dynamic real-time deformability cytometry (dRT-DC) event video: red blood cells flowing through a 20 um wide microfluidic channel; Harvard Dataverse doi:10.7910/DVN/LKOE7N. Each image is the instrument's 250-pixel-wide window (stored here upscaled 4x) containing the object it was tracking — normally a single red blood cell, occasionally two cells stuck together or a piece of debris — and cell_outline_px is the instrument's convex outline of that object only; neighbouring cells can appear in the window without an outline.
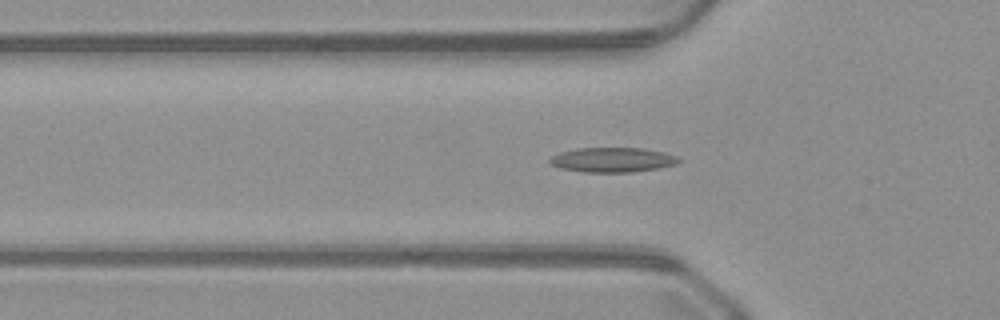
{"species": "common noctule bat (a hibernating species)", "species_latin": "Nyctalus noctula", "temperature_condition": "warm", "stored_images_in_passage": 37, "segment_of_instrument_passage": [1, 2], "camera_frame_rate_fps": 3000, "um_per_image_px": 0.085, "animal": {"sex": "male", "body_mass_g": 23.1, "forearm_length_mm": 52.7}, "frame": {"image": 1, "passage_image": 2, "time_ms": 0.333, "image_size_px": [1000, 320], "cell_outline_px": [[680, 160], [676, 164], [660, 168], [632, 172], [584, 172], [560, 168], [552, 164], [548, 160], [552, 156], [560, 152], [576, 148], [644, 148], [664, 152], [676, 156]], "centroid_in_image_um": [52.07, 13.58], "position_along_channel_um": 73.7, "area_um2": 18.55}}
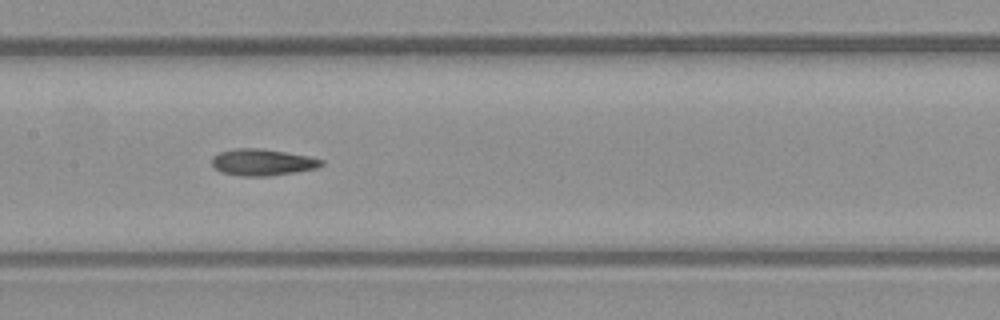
{"frame": {"image": 2, "passage_image": 10, "time_ms": 3.0, "image_size_px": [1000, 320], "cell_outline_px": [[324, 164], [316, 168], [268, 176], [244, 176], [220, 172], [212, 164], [212, 156], [220, 152], [236, 148], [264, 148], [308, 156], [324, 160]], "centroid_in_image_um": [22.29, 13.78], "position_along_channel_um": 185.1, "area_um2": 16.88}}
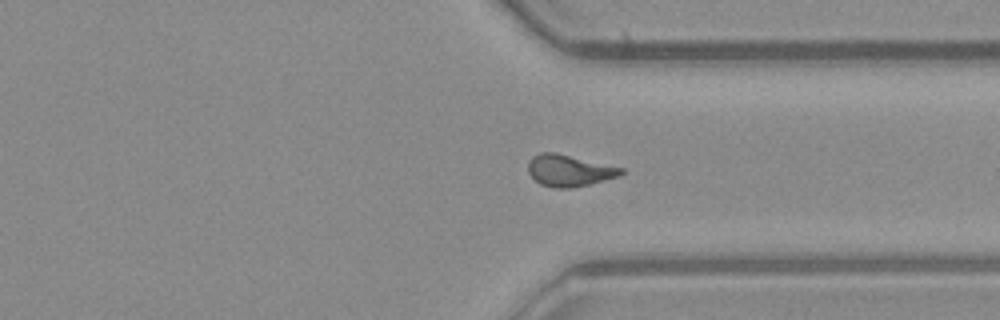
{"frame": {"image": 3, "passage_image": 23, "time_ms": 7.333, "image_size_px": [1000, 320], "cell_outline_px": [[624, 172], [620, 176], [572, 188], [552, 188], [540, 184], [528, 172], [528, 160], [532, 156], [540, 152], [556, 152], [624, 168]], "centroid_in_image_um": [48.36, 14.48], "position_along_channel_um": 363.0, "area_um2": 17.22}}